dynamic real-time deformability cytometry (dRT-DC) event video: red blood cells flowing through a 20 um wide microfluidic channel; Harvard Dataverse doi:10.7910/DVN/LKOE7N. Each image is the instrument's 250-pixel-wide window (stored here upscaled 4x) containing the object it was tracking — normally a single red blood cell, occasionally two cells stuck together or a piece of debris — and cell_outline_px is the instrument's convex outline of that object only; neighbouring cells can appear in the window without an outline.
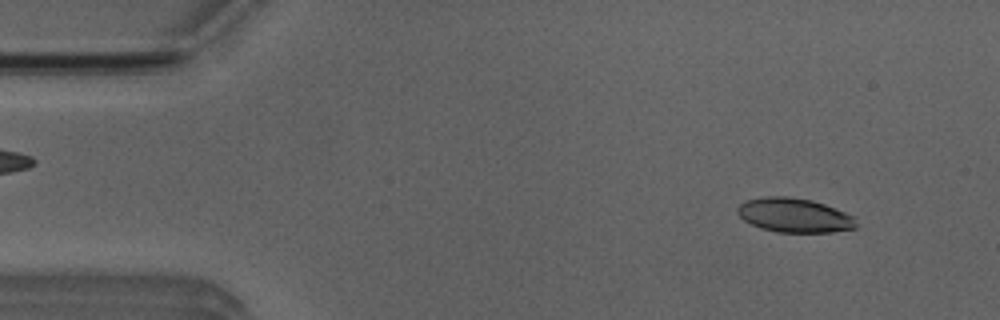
{"species": "Egyptian fruit bat (a non-hibernating species)", "species_latin": "Rousettus aegyptiacus", "temperature_condition": "room temperature", "stored_images_in_passage": 9, "camera_frame_rate_fps": 3000, "um_per_image_px": 0.085, "animal": {"sex": "male"}, "frame": {"image": 1, "passage_image": 4, "time_ms": 1.0, "image_size_px": [1000, 320], "cell_outline_px": [[856, 228], [832, 232], [776, 232], [760, 228], [744, 220], [736, 212], [736, 208], [740, 204], [748, 200], [764, 196], [784, 196], [812, 200], [824, 204], [856, 216]], "centroid_in_image_um": [67.53, 18.3], "position_along_channel_um": 17.5, "area_um2": 23.76}}